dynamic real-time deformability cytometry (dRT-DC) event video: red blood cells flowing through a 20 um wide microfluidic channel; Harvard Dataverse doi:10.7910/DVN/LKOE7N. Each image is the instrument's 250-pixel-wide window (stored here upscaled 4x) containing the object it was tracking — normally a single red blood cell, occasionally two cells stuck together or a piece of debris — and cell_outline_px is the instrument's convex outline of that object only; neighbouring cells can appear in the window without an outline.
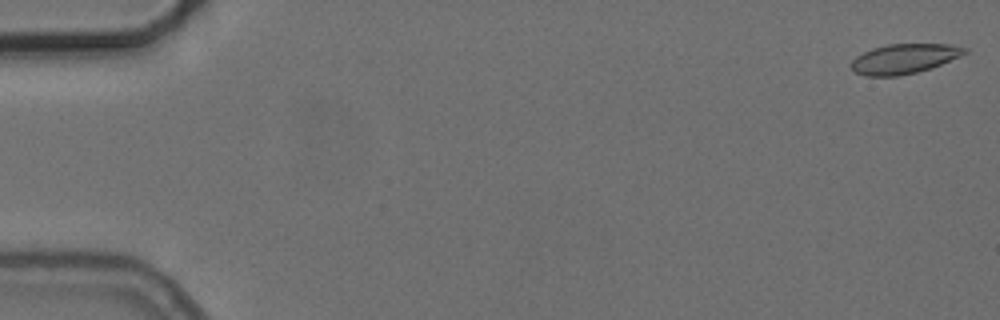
{"species": "common noctule bat (a hibernating species)", "species_latin": "Nyctalus noctula", "temperature_condition": "cold", "stored_images_in_passage": 55, "camera_frame_rate_fps": 3000, "um_per_image_px": 0.085, "animal": {"sex": "female", "body_mass_g": 24.6, "forearm_length_mm": 56.2}, "frame": {"image": 1, "passage_image": 1, "time_ms": 0.0, "image_size_px": [1000, 320], "cell_outline_px": [[968, 52], [960, 56], [940, 64], [916, 72], [896, 76], [864, 76], [856, 72], [852, 68], [852, 60], [856, 56], [872, 48], [888, 44], [948, 44], [968, 48]], "centroid_in_image_um": [76.84, 4.98], "position_along_channel_um": 8.2, "area_um2": 19.42}}
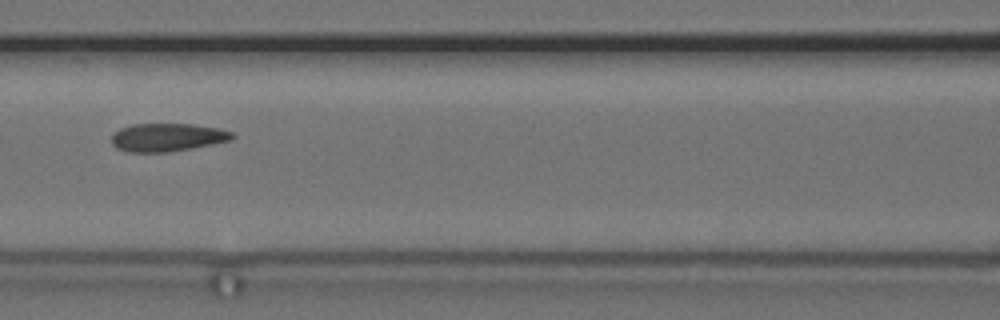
{"frame": {"image": 2, "passage_image": 25, "time_ms": 8.0, "image_size_px": [1000, 320], "cell_outline_px": [[236, 136], [232, 140], [192, 148], [168, 152], [128, 152], [116, 148], [112, 144], [112, 136], [120, 128], [132, 124], [192, 124], [220, 128], [232, 132]], "centroid_in_image_um": [14.24, 11.67], "position_along_channel_um": 152.4, "area_um2": 19.83}}
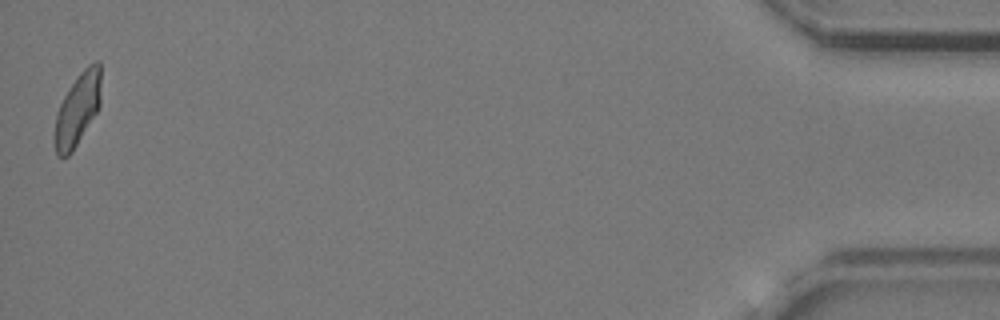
{"frame": {"image": 3, "passage_image": 55, "time_ms": 18.0, "image_size_px": [1000, 320], "cell_outline_px": [[100, 104], [96, 112], [72, 152], [68, 156], [56, 156], [52, 140], [52, 136], [56, 112], [64, 96], [76, 76], [88, 64], [96, 60], [100, 60]], "centroid_in_image_um": [6.54, 9.31], "position_along_channel_um": 428.7, "area_um2": 19.83}, "authors_computed_cell_mechanics": {"area_um2": 20.1144, "velocity_mm_per_s": 3.7034, "shape_relaxation_time_tau1_ms": null, "shape_relaxation_time_tau2_ms": 2.3923, "deformation_change_tau1": null, "deformation_change_tau2": 0.0736}}